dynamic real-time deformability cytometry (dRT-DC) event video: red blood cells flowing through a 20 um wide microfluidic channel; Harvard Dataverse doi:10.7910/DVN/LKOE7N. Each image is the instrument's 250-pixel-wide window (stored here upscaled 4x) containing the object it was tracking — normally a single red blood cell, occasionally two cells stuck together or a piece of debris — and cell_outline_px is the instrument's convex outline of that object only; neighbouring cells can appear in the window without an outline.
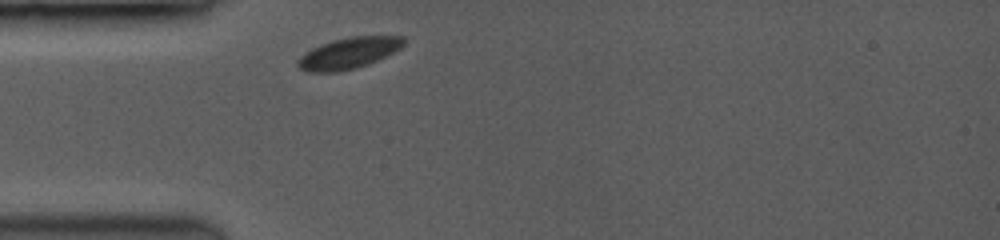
{"species": "common noctule bat (a hibernating species)", "species_latin": "Nyctalus noctula", "temperature_condition": "room temperature", "stored_images_in_passage": 1, "camera_frame_rate_fps": 3500, "um_per_image_px": 0.085, "animal": {"sex": "female", "body_mass_g": 19.0, "forearm_length_mm": 53.3}, "frame": {"image": 1, "passage_image": 1, "time_ms": 0.0, "image_size_px": [1000, 240], "cell_outline_px": [[404, 44], [400, 48], [368, 64], [356, 68], [332, 72], [308, 72], [300, 68], [296, 64], [296, 60], [304, 52], [320, 44], [332, 40], [352, 36], [404, 36]], "centroid_in_image_um": [29.58, 4.51], "position_along_channel_um": 55.4, "area_um2": 19.13}}